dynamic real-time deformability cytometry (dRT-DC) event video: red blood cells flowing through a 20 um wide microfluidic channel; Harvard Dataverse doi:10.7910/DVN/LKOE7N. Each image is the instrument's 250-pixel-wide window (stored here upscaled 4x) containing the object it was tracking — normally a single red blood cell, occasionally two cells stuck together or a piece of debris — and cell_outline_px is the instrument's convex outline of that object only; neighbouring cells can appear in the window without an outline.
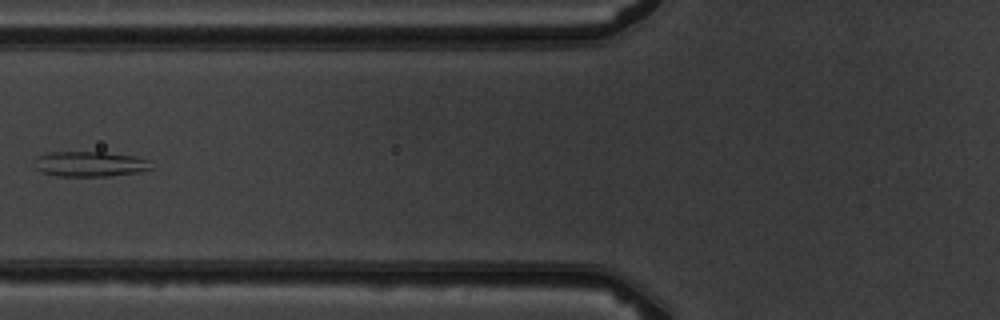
{"species": "common noctule bat (a hibernating species)", "species_latin": "Nyctalus noctula", "temperature_condition": "warm", "stored_images_in_passage": 2, "camera_frame_rate_fps": 3000, "um_per_image_px": 0.085, "animal": {"sex": "male", "body_mass_g": 19.5, "forearm_length_mm": 54.6}, "frame": {"image": 1, "passage_image": 2, "time_ms": 1.0, "image_size_px": [1000, 320], "cell_outline_px": [[156, 168], [136, 172], [108, 176], [60, 176], [40, 172], [36, 168], [32, 160], [36, 156], [52, 152], [104, 152], [136, 156], [148, 160]], "centroid_in_image_um": [7.63, 13.93], "position_along_channel_um": 118.2, "area_um2": 17.34}}